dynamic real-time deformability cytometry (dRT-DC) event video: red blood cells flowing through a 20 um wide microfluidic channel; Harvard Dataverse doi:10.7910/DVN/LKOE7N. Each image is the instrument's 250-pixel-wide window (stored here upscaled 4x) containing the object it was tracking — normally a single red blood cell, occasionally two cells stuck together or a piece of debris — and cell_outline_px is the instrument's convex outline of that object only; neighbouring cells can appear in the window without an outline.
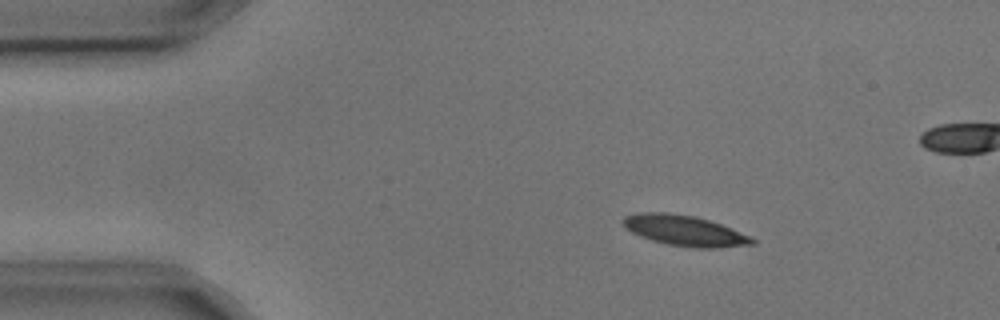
{"species": "common noctule bat (a hibernating species)", "species_latin": "Nyctalus noctula", "temperature_condition": "cold", "stored_images_in_passage": 14, "camera_frame_rate_fps": 3000, "um_per_image_px": 0.085, "animal": {"sex": "male", "body_mass_g": 17.9, "forearm_length_mm": 54.2}, "frame": {"image": 1, "passage_image": 1, "time_ms": 0.0, "image_size_px": [1000, 320], "cell_outline_px": [[756, 244], [720, 248], [696, 248], [668, 244], [652, 240], [640, 236], [632, 232], [624, 224], [624, 216], [640, 212], [668, 212], [692, 216], [708, 220], [720, 224], [752, 236], [756, 240]], "centroid_in_image_um": [58.25, 19.61], "position_along_channel_um": 26.7, "area_um2": 22.83}}
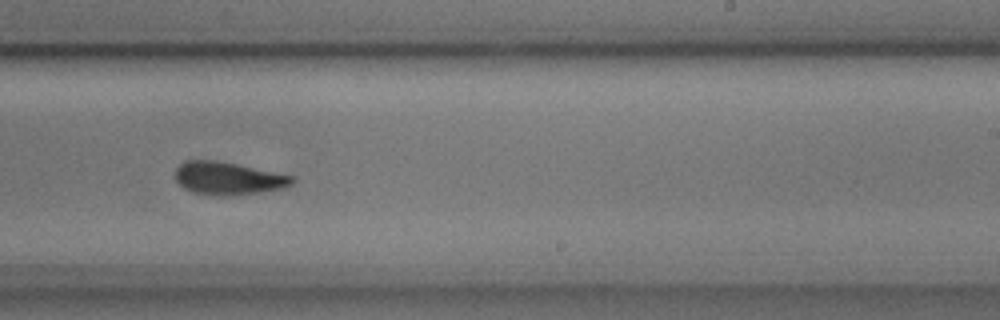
{"frame": {"image": 2, "passage_image": 8, "time_ms": 2.333, "image_size_px": [1000, 320], "cell_outline_px": [[296, 180], [292, 184], [284, 188], [260, 192], [232, 196], [220, 196], [192, 192], [184, 188], [176, 180], [176, 168], [184, 160], [216, 160], [296, 176]], "centroid_in_image_um": [19.42, 15.16], "position_along_channel_um": 269.6, "area_um2": 22.48}}
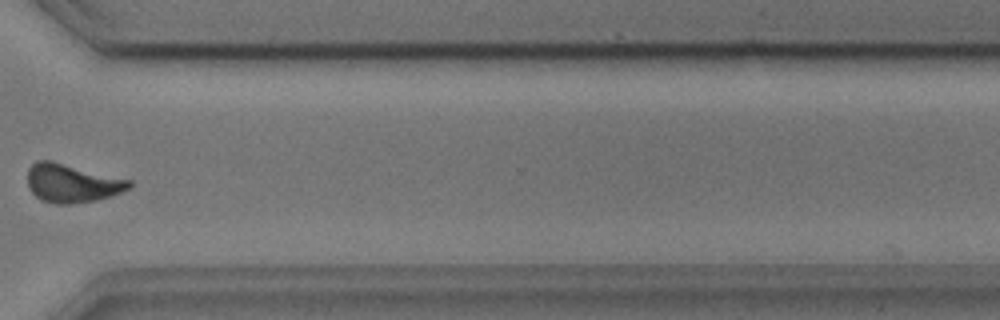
{"frame": {"image": 3, "passage_image": 10, "time_ms": 3.0, "image_size_px": [1000, 320], "cell_outline_px": [[132, 188], [112, 196], [96, 200], [72, 204], [56, 204], [40, 200], [28, 188], [28, 168], [36, 160], [52, 160], [132, 180]], "centroid_in_image_um": [6.14, 15.57], "position_along_channel_um": 364.5, "area_um2": 23.18}}